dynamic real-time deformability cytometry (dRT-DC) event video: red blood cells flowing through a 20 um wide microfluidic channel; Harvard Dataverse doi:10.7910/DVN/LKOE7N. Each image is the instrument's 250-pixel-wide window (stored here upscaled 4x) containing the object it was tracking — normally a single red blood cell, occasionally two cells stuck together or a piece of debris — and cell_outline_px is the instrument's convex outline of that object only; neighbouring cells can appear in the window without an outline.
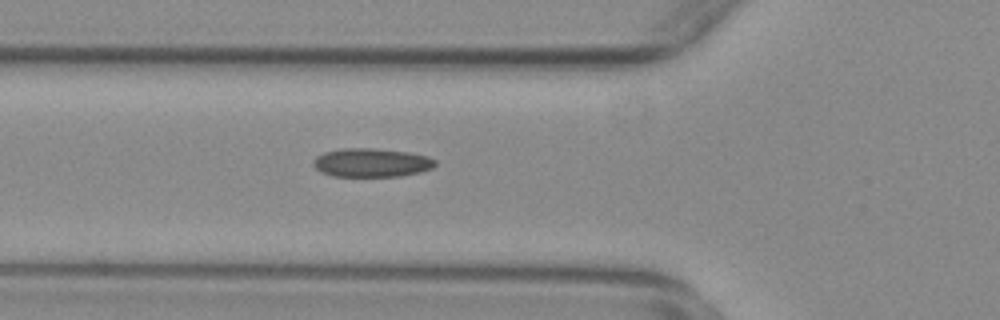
{"species": "common noctule bat (a hibernating species)", "species_latin": "Nyctalus noctula", "temperature_condition": "warm", "stored_images_in_passage": 46, "camera_frame_rate_fps": 3000, "um_per_image_px": 0.085, "animal": {"sex": "female", "body_mass_g": 29.2, "forearm_length_mm": 56.3}, "frame": {"image": 1, "passage_image": 15, "time_ms": 4.667, "image_size_px": [1000, 320], "cell_outline_px": [[436, 164], [432, 168], [420, 172], [400, 176], [332, 176], [320, 172], [312, 164], [312, 160], [316, 156], [324, 152], [344, 148], [372, 148], [408, 152], [428, 156], [436, 160]], "centroid_in_image_um": [31.56, 13.82], "position_along_channel_um": 94.2, "area_um2": 20.46}}
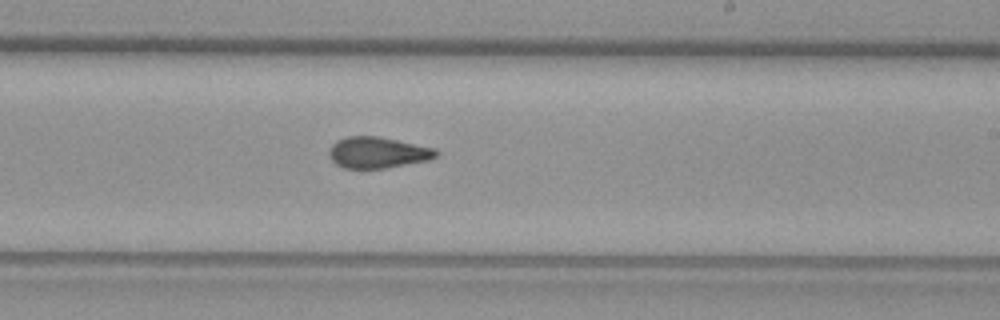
{"frame": {"image": 2, "passage_image": 28, "time_ms": 9.0, "image_size_px": [1000, 320], "cell_outline_px": [[440, 152], [436, 156], [428, 160], [384, 168], [344, 168], [336, 164], [332, 160], [328, 152], [332, 144], [336, 140], [348, 136], [376, 136], [436, 148]], "centroid_in_image_um": [32.09, 12.96], "position_along_channel_um": 256.9, "area_um2": 19.31}}
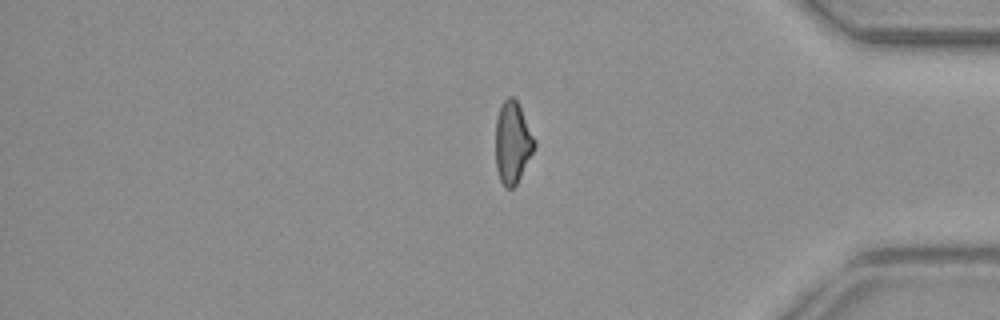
{"frame": {"image": 3, "passage_image": 41, "time_ms": 13.333, "image_size_px": [1000, 320], "cell_outline_px": [[536, 144], [516, 184], [512, 188], [508, 188], [500, 180], [496, 168], [496, 116], [504, 100], [508, 96], [512, 96], [516, 100], [536, 140]], "centroid_in_image_um": [43.55, 12.09], "position_along_channel_um": 391.6, "area_um2": 18.15}, "authors_computed_cell_mechanics": {"area_um2": 19.7098, "velocity_mm_per_s": 3.7434, "shape_relaxation_time_tau1_ms": 11.2799, "shape_relaxation_time_tau2_ms": 1.8902, "deformation_change_tau1": 0.2173, "deformation_change_tau2": 0.0773}}